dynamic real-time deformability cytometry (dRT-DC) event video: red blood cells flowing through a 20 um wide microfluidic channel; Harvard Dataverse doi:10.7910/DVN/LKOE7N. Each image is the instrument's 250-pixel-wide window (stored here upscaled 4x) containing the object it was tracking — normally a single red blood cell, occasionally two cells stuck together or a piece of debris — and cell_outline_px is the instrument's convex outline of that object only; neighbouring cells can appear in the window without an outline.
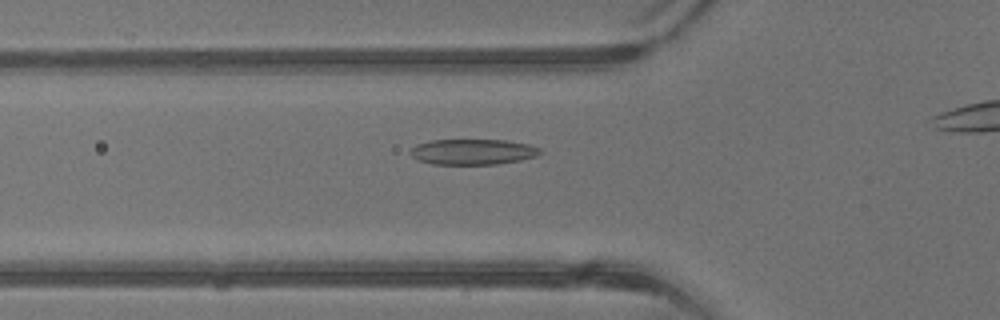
{"species": "common noctule bat (a hibernating species)", "species_latin": "Nyctalus noctula", "temperature_condition": "warm", "stored_images_in_passage": 29, "camera_frame_rate_fps": 3000, "um_per_image_px": 0.085, "animal": {"sex": "male", "body_mass_g": 13.3}, "frame": {"image": 1, "passage_image": 9, "time_ms": 2.667, "image_size_px": [1000, 320], "cell_outline_px": [[540, 152], [536, 156], [520, 160], [496, 164], [432, 164], [420, 160], [412, 156], [408, 152], [416, 144], [432, 140], [508, 140], [528, 144], [540, 148]], "centroid_in_image_um": [40.17, 12.9], "position_along_channel_um": 85.6, "area_um2": 19.25}}
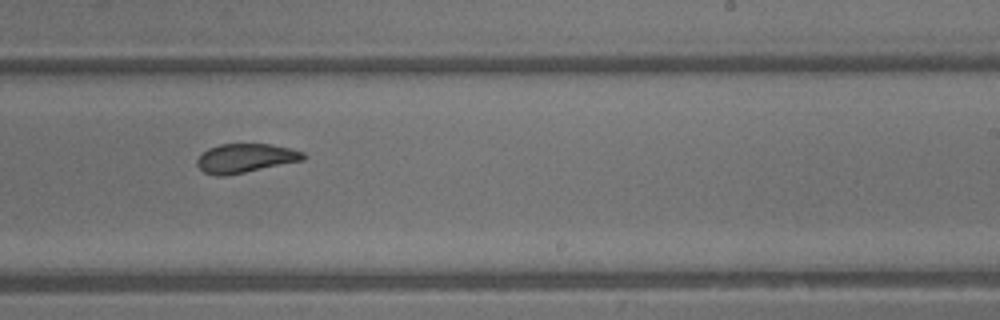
{"frame": {"image": 2, "passage_image": 20, "time_ms": 6.333, "image_size_px": [1000, 320], "cell_outline_px": [[308, 156], [304, 160], [224, 176], [216, 176], [204, 172], [196, 164], [196, 160], [208, 148], [220, 144], [268, 144], [288, 148], [304, 152]], "centroid_in_image_um": [20.86, 13.44], "position_along_channel_um": 268.1, "area_um2": 17.8}}
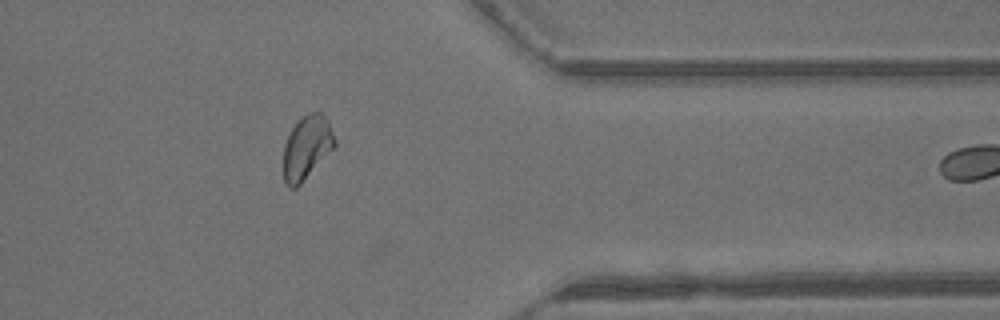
{"frame": {"image": 3, "passage_image": 28, "time_ms": 9.0, "image_size_px": [1000, 320], "cell_outline_px": [[336, 144], [300, 184], [296, 188], [288, 188], [284, 180], [284, 144], [292, 128], [308, 112], [320, 112], [328, 120], [336, 140]], "centroid_in_image_um": [26.07, 12.53], "position_along_channel_um": 385.3, "area_um2": 18.55}}